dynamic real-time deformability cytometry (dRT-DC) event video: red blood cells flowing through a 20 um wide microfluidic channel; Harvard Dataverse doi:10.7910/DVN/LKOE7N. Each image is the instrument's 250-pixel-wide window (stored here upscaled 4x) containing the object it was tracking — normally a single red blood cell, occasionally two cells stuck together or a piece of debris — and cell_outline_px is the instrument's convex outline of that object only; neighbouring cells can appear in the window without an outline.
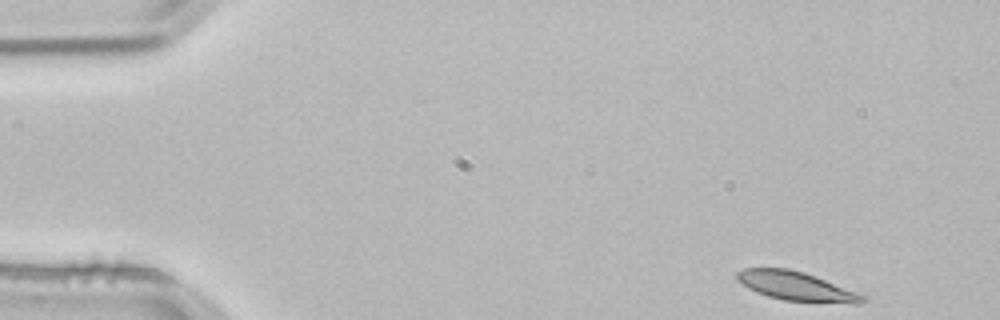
{"species": "common noctule bat (a hibernating species)", "species_latin": "Nyctalus noctula", "temperature_condition": "room temperature", "stored_images_in_passage": 3, "camera_frame_rate_fps": 3000, "um_per_image_px": 0.085, "animal": {"sex": "male", "body_mass_g": 21.5, "forearm_length_mm": 52.0}, "frame": {"image": 1, "passage_image": 1, "time_ms": 0.0, "image_size_px": [1000, 320], "cell_outline_px": [[868, 300], [860, 304], [852, 304], [784, 300], [768, 296], [756, 292], [748, 288], [736, 280], [736, 272], [744, 268], [788, 268], [804, 272], [816, 276], [868, 296]], "centroid_in_image_um": [67.73, 24.33], "position_along_channel_um": 17.3, "area_um2": 21.5}}
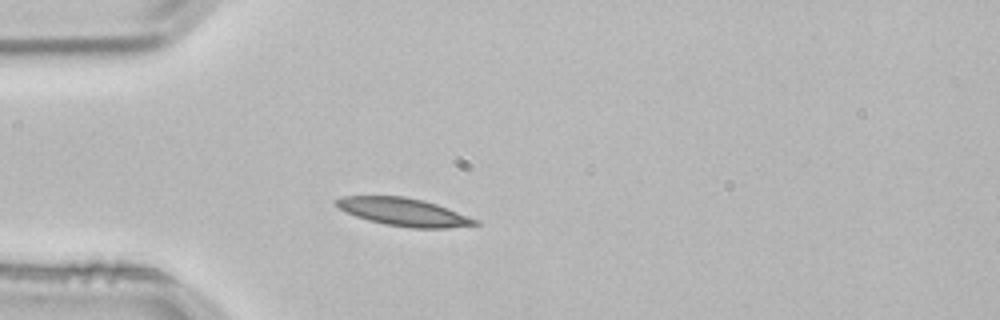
{"frame": {"image": 2, "passage_image": 3, "time_ms": 0.667, "image_size_px": [1000, 320], "cell_outline_px": [[480, 224], [448, 228], [412, 228], [384, 224], [368, 220], [344, 212], [332, 200], [344, 196], [404, 196], [436, 204], [448, 208], [480, 220]], "centroid_in_image_um": [34.32, 18.02], "position_along_channel_um": 50.7, "area_um2": 22.54}}